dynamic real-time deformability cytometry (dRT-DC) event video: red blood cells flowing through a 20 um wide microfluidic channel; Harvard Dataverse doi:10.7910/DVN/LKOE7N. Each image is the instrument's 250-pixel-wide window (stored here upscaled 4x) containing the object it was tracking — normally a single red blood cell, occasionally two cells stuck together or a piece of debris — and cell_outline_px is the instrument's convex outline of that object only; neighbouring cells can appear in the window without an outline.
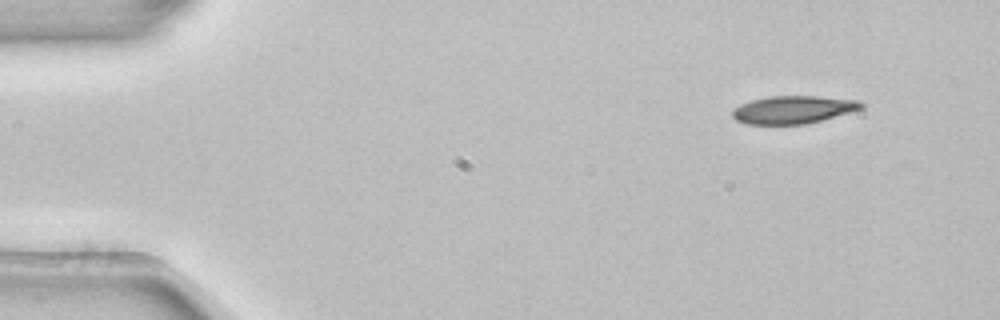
{"species": "common noctule bat (a hibernating species)", "species_latin": "Nyctalus noctula", "temperature_condition": "room temperature", "stored_images_in_passage": 49, "camera_frame_rate_fps": 3000, "um_per_image_px": 0.085, "animal": {"sex": "female", "body_mass_g": 22.7, "forearm_length_mm": 54.2}, "frame": {"image": 1, "passage_image": 1, "time_ms": 0.0, "image_size_px": [1000, 320], "cell_outline_px": [[864, 108], [820, 120], [804, 124], [748, 124], [736, 120], [732, 116], [732, 112], [740, 104], [752, 100], [768, 96], [820, 96], [860, 100], [864, 104]], "centroid_in_image_um": [67.44, 9.31], "position_along_channel_um": 17.6, "area_um2": 20.75}}
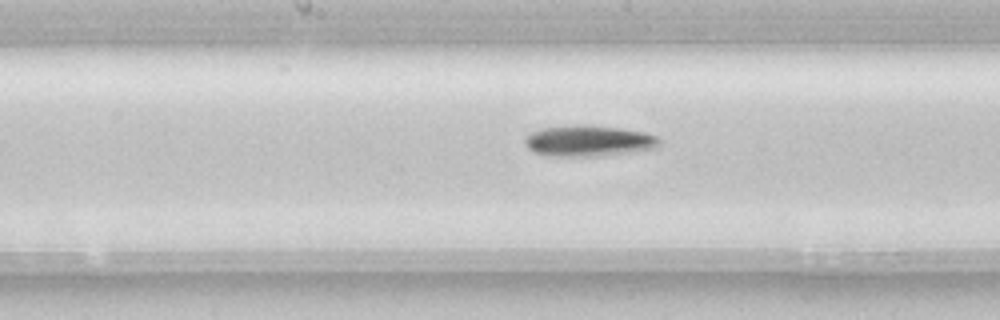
{"frame": {"image": 2, "passage_image": 23, "time_ms": 7.333, "image_size_px": [1000, 320], "cell_outline_px": [[660, 148], [636, 152], [604, 156], [552, 156], [536, 152], [528, 148], [524, 144], [524, 140], [532, 132], [544, 128], [584, 124], [620, 128], [644, 132], [656, 136], [660, 140]], "centroid_in_image_um": [50.12, 11.99], "position_along_channel_um": 198.1, "area_um2": 24.45}}
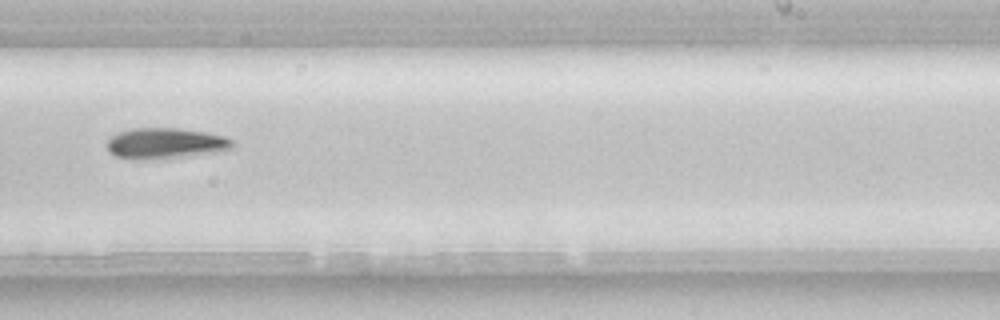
{"frame": {"image": 3, "passage_image": 29, "time_ms": 9.333, "image_size_px": [1000, 320], "cell_outline_px": [[236, 144], [232, 148], [224, 152], [168, 160], [132, 160], [116, 156], [108, 152], [108, 140], [116, 132], [132, 128], [176, 128], [204, 132], [224, 136], [232, 140]], "centroid_in_image_um": [14.1, 12.23], "position_along_channel_um": 274.9, "area_um2": 23.47}, "authors_computed_cell_mechanics": {"area_um2": 21.964, "velocity_mm_per_s": 3.8652, "shape_relaxation_time_tau1_ms": 7.2543, "shape_relaxation_time_tau2_ms": null, "deformation_change_tau1": 0.1441, "deformation_change_tau2": null}}